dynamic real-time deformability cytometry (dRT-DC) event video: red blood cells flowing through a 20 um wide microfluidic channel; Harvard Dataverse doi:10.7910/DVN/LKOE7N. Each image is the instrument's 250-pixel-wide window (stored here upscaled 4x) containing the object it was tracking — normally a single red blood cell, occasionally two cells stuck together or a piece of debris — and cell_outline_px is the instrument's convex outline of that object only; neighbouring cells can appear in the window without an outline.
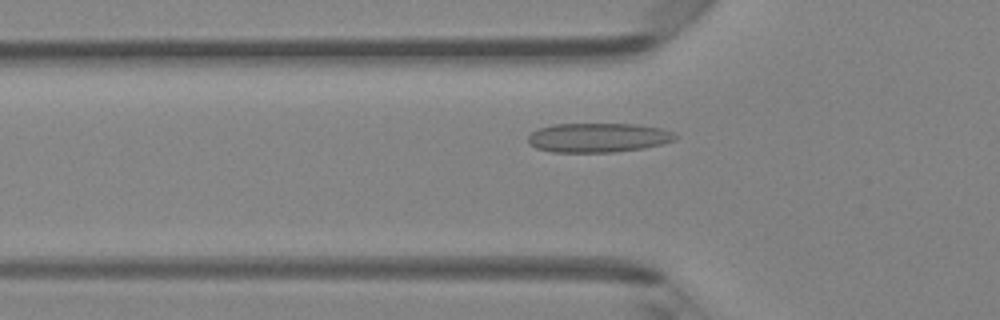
{"species": "Egyptian fruit bat (a non-hibernating species)", "species_latin": "Rousettus aegyptiacus", "temperature_condition": "room temperature", "stored_images_in_passage": 35, "camera_frame_rate_fps": 3000, "um_per_image_px": 0.085, "animal": {"sex": "female"}, "frame": {"image": 1, "passage_image": 3, "time_ms": 0.667, "image_size_px": [1000, 320], "cell_outline_px": [[680, 136], [676, 140], [644, 148], [612, 152], [552, 152], [536, 148], [528, 144], [528, 136], [532, 132], [540, 128], [552, 124], [636, 124], [660, 128], [676, 132]], "centroid_in_image_um": [50.87, 11.7], "position_along_channel_um": 74.9, "area_um2": 25.32}}
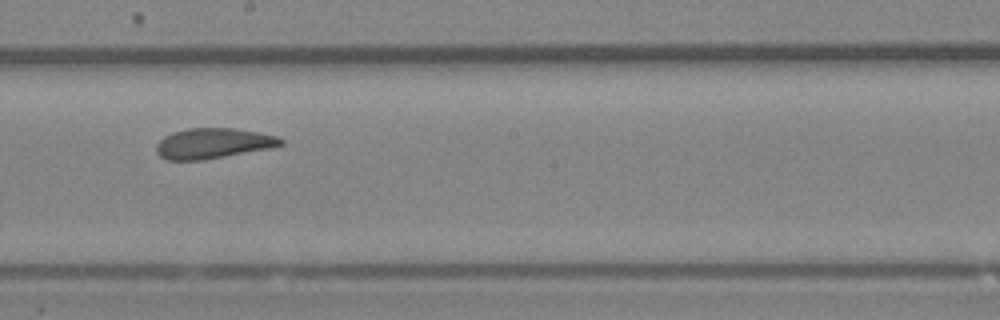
{"frame": {"image": 2, "passage_image": 14, "time_ms": 4.333, "image_size_px": [1000, 320], "cell_outline_px": [[284, 144], [268, 148], [204, 160], [168, 160], [160, 156], [156, 152], [156, 144], [164, 136], [172, 132], [188, 128], [232, 128], [256, 132], [276, 136], [284, 140]], "centroid_in_image_um": [18.06, 12.18], "position_along_channel_um": 230.1, "area_um2": 21.85}}
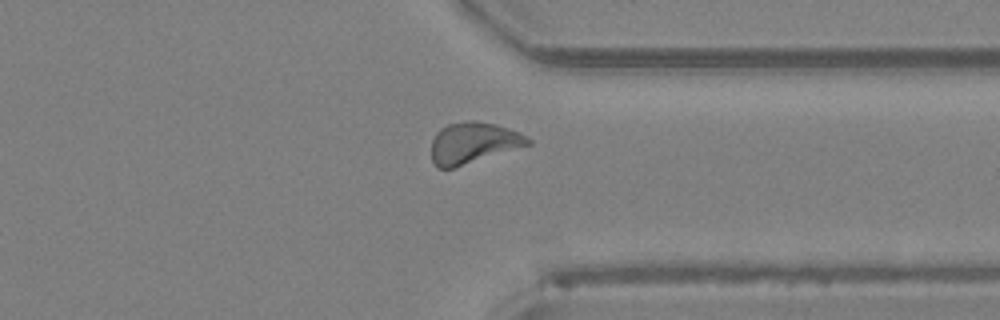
{"frame": {"image": 3, "passage_image": 24, "time_ms": 7.667, "image_size_px": [1000, 320], "cell_outline_px": [[532, 144], [452, 168], [436, 168], [432, 164], [432, 140], [436, 132], [440, 128], [448, 124], [464, 120], [472, 120], [496, 124], [520, 132], [532, 140]], "centroid_in_image_um": [40.21, 12.13], "position_along_channel_um": 371.2, "area_um2": 23.24}, "authors_computed_cell_mechanics": {"area_um2": 22.3686, "velocity_mm_per_s": 4.2487, "shape_relaxation_time_tau1_ms": null, "shape_relaxation_time_tau2_ms": 2.0089, "deformation_change_tau1": null, "deformation_change_tau2": 0.0721}}